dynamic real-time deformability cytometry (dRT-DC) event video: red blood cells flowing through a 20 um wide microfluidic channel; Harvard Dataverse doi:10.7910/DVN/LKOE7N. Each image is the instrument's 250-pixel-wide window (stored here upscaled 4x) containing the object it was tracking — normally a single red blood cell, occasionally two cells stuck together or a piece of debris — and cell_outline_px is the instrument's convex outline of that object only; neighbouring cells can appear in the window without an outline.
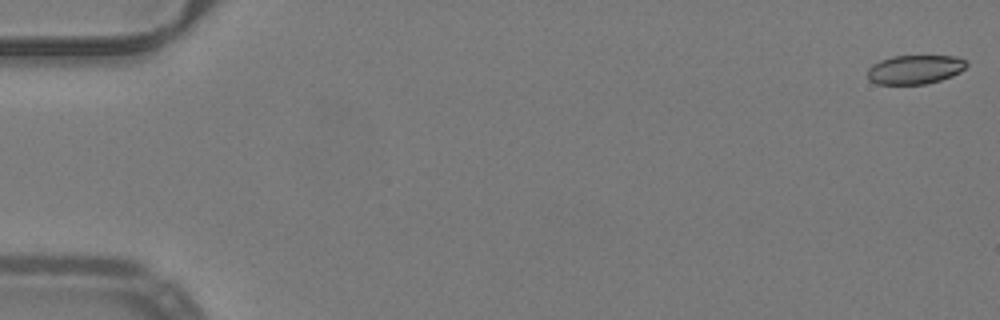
{"species": "common noctule bat (a hibernating species)", "species_latin": "Nyctalus noctula", "temperature_condition": "warm", "stored_images_in_passage": 53, "camera_frame_rate_fps": 3000, "um_per_image_px": 0.085, "animal": {"sex": "male", "body_mass_g": 19.2, "forearm_length_mm": 51.8}, "frame": {"image": 1, "passage_image": 1, "time_ms": 0.0, "image_size_px": [1000, 320], "cell_outline_px": [[968, 64], [960, 72], [952, 76], [940, 80], [924, 84], [876, 84], [868, 80], [868, 68], [872, 64], [880, 60], [892, 56], [956, 56], [968, 60]], "centroid_in_image_um": [77.77, 5.9], "position_along_channel_um": 7.2, "area_um2": 16.88}}
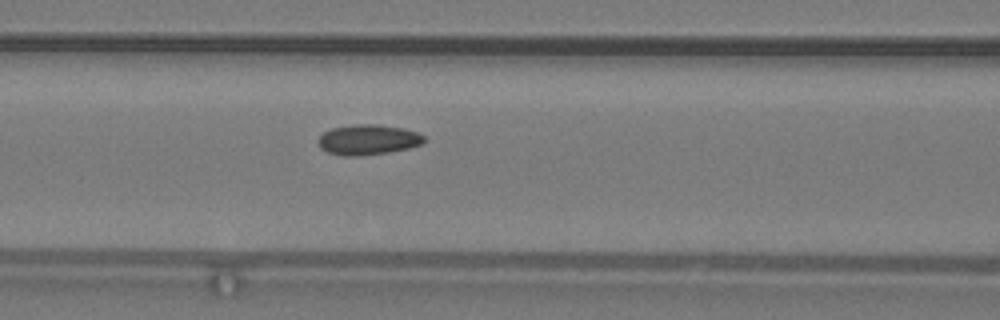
{"frame": {"image": 2, "passage_image": 23, "time_ms": 7.333, "image_size_px": [1000, 320], "cell_outline_px": [[424, 144], [408, 148], [388, 152], [356, 156], [344, 156], [328, 152], [320, 148], [320, 136], [324, 132], [332, 128], [356, 124], [376, 124], [404, 128], [416, 132], [424, 136]], "centroid_in_image_um": [31.31, 11.87], "position_along_channel_um": 135.3, "area_um2": 18.5}}
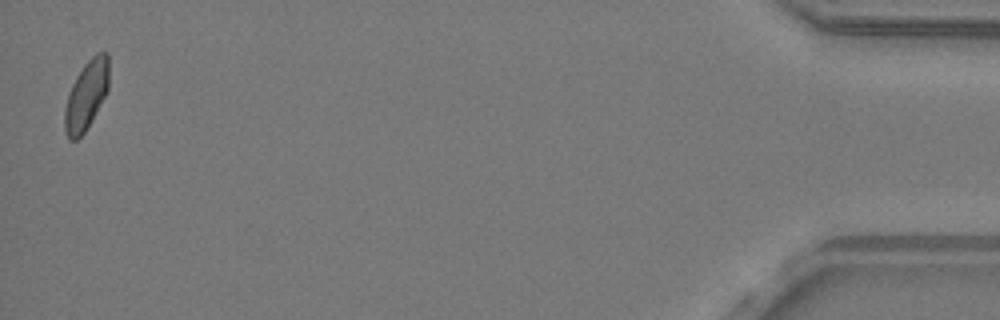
{"frame": {"image": 3, "passage_image": 52, "time_ms": 17.0, "image_size_px": [1000, 320], "cell_outline_px": [[108, 88], [92, 120], [84, 132], [76, 140], [68, 140], [64, 132], [64, 112], [68, 92], [76, 76], [84, 64], [96, 52], [108, 52]], "centroid_in_image_um": [7.31, 8.1], "position_along_channel_um": 427.9, "area_um2": 17.8}, "authors_computed_cell_mechanics": {"area_um2": 18.1492, "velocity_mm_per_s": 3.9906, "shape_relaxation_time_tau1_ms": null, "shape_relaxation_time_tau2_ms": 2.7362, "deformation_change_tau1": null, "deformation_change_tau2": 0.0704}}